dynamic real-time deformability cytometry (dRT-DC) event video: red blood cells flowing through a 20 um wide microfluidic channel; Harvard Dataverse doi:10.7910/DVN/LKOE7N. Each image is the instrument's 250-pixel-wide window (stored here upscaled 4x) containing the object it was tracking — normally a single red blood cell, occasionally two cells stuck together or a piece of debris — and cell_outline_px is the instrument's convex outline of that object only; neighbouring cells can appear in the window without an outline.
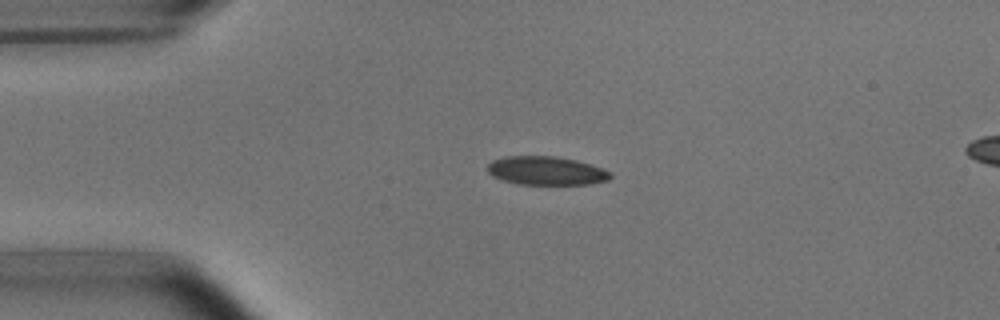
{"species": "common noctule bat (a hibernating species)", "species_latin": "Nyctalus noctula", "temperature_condition": "room temperature", "stored_images_in_passage": 41, "camera_frame_rate_fps": 3000, "um_per_image_px": 0.085, "animal": {"sex": "male", "body_mass_g": 15.6}, "frame": {"image": 1, "passage_image": 1, "time_ms": 0.0, "image_size_px": [1000, 320], "cell_outline_px": [[612, 176], [608, 180], [588, 184], [520, 184], [504, 180], [492, 176], [488, 172], [488, 164], [492, 160], [504, 156], [556, 156], [576, 160], [612, 172]], "centroid_in_image_um": [46.41, 14.5], "position_along_channel_um": 38.6, "area_um2": 20.35}}
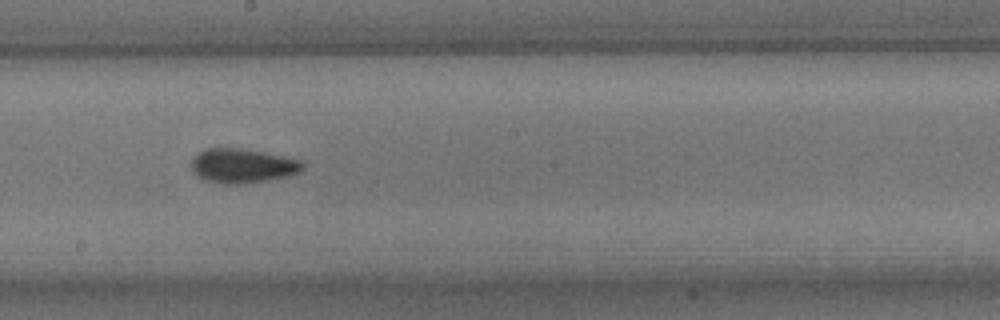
{"frame": {"image": 2, "passage_image": 18, "time_ms": 5.667, "image_size_px": [1000, 320], "cell_outline_px": [[304, 168], [300, 172], [288, 176], [240, 184], [224, 184], [204, 180], [196, 176], [192, 172], [192, 160], [204, 148], [240, 148], [264, 152], [284, 156], [300, 160], [304, 164]], "centroid_in_image_um": [20.6, 14.09], "position_along_channel_um": 227.6, "area_um2": 22.25}}
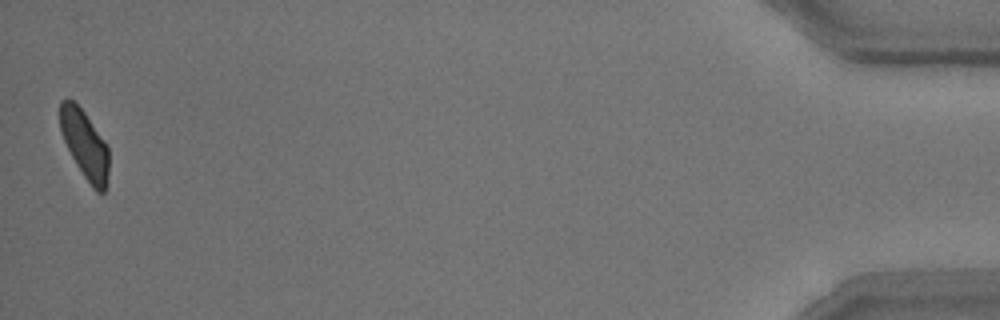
{"frame": {"image": 3, "passage_image": 41, "time_ms": 13.333, "image_size_px": [1000, 320], "cell_outline_px": [[108, 172], [104, 192], [96, 192], [92, 188], [76, 164], [64, 140], [60, 128], [60, 100], [68, 96], [84, 112], [108, 144]], "centroid_in_image_um": [7.2, 12.25], "position_along_channel_um": 428.0, "area_um2": 19.36}, "authors_computed_cell_mechanics": {"area_um2": 21.1548, "velocity_mm_per_s": 3.8014, "shape_relaxation_time_tau1_ms": 4.001, "shape_relaxation_time_tau2_ms": 1.3916, "deformation_change_tau1": 0.1249, "deformation_change_tau2": 0.0777}}